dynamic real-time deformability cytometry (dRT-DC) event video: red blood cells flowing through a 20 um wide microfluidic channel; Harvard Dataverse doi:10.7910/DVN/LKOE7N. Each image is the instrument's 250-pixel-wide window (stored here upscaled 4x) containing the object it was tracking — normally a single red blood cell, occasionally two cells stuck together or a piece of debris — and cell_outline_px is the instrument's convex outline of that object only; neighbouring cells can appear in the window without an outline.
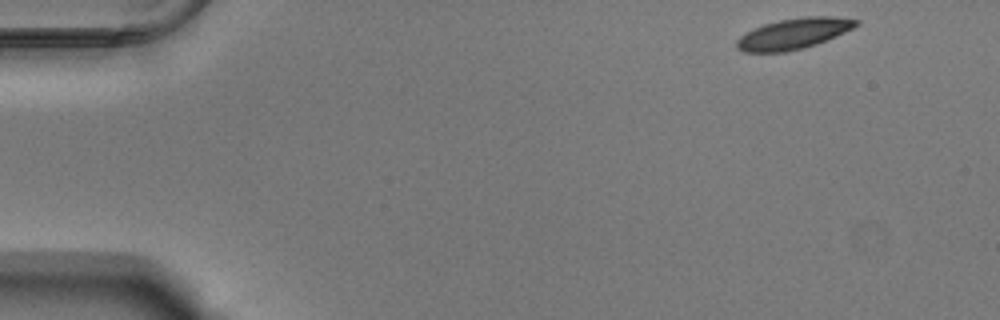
{"species": "Egyptian fruit bat (a non-hibernating species)", "species_latin": "Rousettus aegyptiacus", "temperature_condition": "warm", "stored_images_in_passage": 50, "camera_frame_rate_fps": 3000, "um_per_image_px": 0.085, "animal": {"sex": "male"}, "frame": {"image": 1, "passage_image": 1, "time_ms": 0.0, "image_size_px": [1000, 320], "cell_outline_px": [[860, 24], [836, 36], [816, 44], [804, 48], [784, 52], [744, 52], [736, 48], [736, 40], [740, 36], [764, 24], [780, 20], [804, 16], [832, 16], [860, 20]], "centroid_in_image_um": [67.47, 2.86], "position_along_channel_um": 17.5, "area_um2": 21.27}}
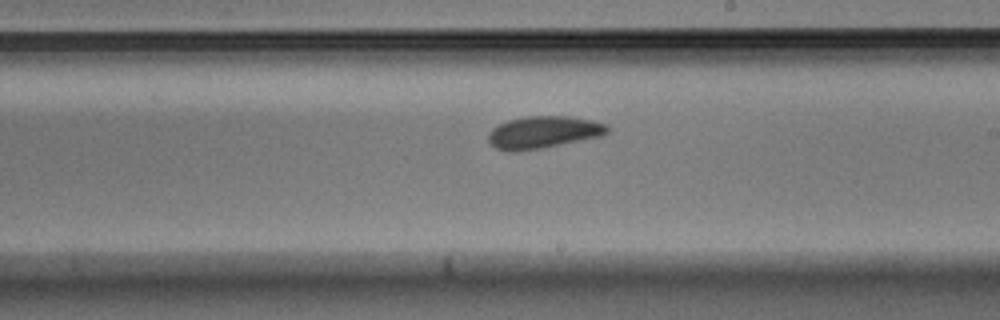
{"frame": {"image": 2, "passage_image": 28, "time_ms": 9.0, "image_size_px": [1000, 320], "cell_outline_px": [[608, 132], [600, 136], [544, 148], [516, 152], [508, 152], [496, 148], [488, 140], [488, 132], [492, 128], [508, 120], [524, 116], [568, 116], [592, 120], [608, 124]], "centroid_in_image_um": [46.16, 11.24], "position_along_channel_um": 242.8, "area_um2": 22.48}}
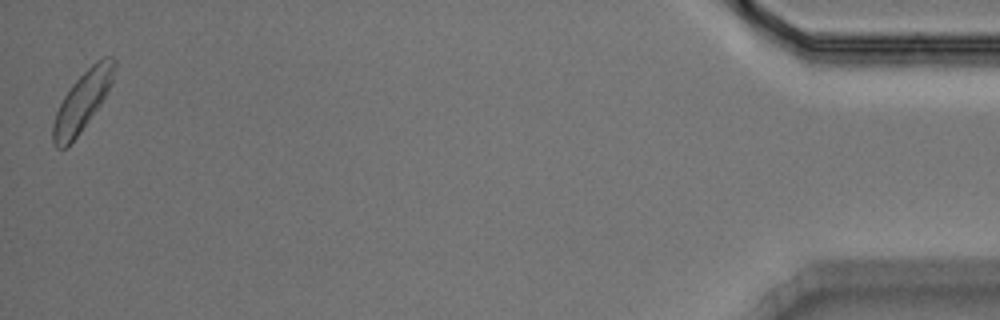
{"frame": {"image": 3, "passage_image": 50, "time_ms": 16.333, "image_size_px": [1000, 320], "cell_outline_px": [[116, 64], [112, 80], [100, 104], [80, 132], [64, 148], [56, 148], [52, 140], [52, 124], [56, 112], [64, 96], [72, 84], [96, 60], [104, 56], [112, 56], [116, 60]], "centroid_in_image_um": [6.98, 8.58], "position_along_channel_um": 428.2, "area_um2": 20.63}, "authors_computed_cell_mechanics": {"area_um2": 21.4727, "velocity_mm_per_s": 3.7303, "shape_relaxation_time_tau1_ms": 3.6849, "shape_relaxation_time_tau2_ms": 2.1346, "deformation_change_tau1": 0.1467, "deformation_change_tau2": 0.0798}}